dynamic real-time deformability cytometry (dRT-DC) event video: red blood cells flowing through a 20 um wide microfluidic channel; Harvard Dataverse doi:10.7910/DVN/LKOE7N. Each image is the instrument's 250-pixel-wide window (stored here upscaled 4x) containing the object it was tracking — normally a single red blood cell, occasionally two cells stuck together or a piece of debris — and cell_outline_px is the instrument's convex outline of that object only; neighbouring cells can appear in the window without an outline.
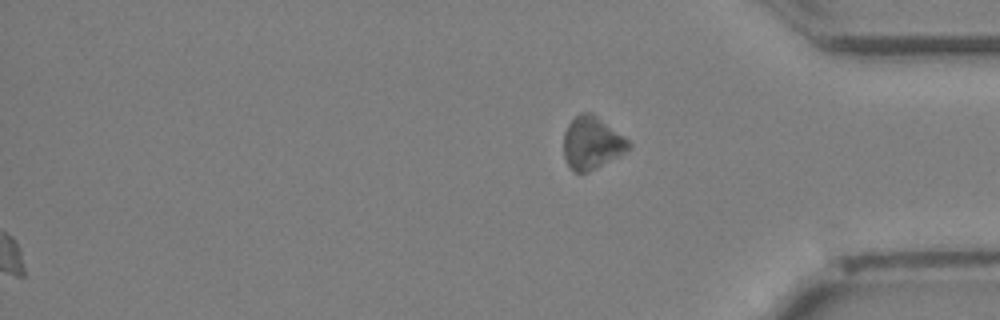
{"species": "Egyptian fruit bat (a non-hibernating species)", "species_latin": "Rousettus aegyptiacus", "temperature_condition": "cold", "stored_images_in_passage": 34, "segment_of_instrument_passage": [2, 2], "camera_frame_rate_fps": 3000, "um_per_image_px": 0.085, "animal": {"sex": "female"}, "frame": {"image": 1, "passage_image": 34, "time_ms": 11.0, "image_size_px": [1000, 320], "cell_outline_px": [[632, 148], [588, 172], [572, 172], [564, 156], [564, 132], [568, 124], [580, 112], [592, 112], [624, 136], [632, 144]], "centroid_in_image_um": [50.31, 12.13], "position_along_channel_um": 384.9, "area_um2": 19.83}}